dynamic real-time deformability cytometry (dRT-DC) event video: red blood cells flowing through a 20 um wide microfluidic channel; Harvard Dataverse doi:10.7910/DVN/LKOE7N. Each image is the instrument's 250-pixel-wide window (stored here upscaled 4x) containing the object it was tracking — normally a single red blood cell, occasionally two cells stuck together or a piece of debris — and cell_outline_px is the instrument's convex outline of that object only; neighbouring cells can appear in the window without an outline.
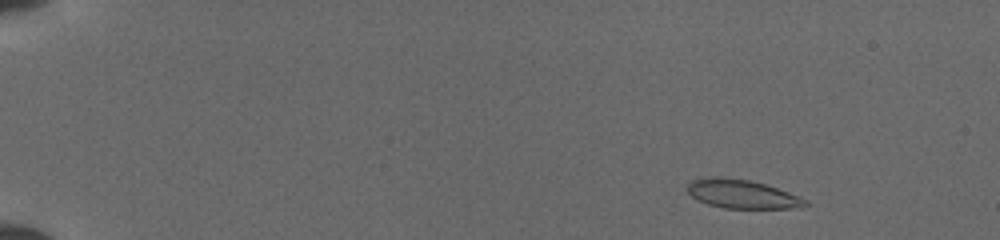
{"species": "common noctule bat (a hibernating species)", "species_latin": "Nyctalus noctula", "temperature_condition": "cold", "stored_images_in_passage": 50, "camera_frame_rate_fps": 3000, "um_per_image_px": 0.085, "animal": {"sex": "female", "body_mass_g": 19.5, "forearm_length_mm": 54.1}, "frame": {"image": 1, "passage_image": 5, "time_ms": 1.333, "image_size_px": [1000, 240], "cell_outline_px": [[812, 204], [788, 208], [724, 208], [708, 204], [692, 196], [688, 192], [688, 184], [692, 180], [712, 176], [716, 176], [748, 180], [764, 184], [800, 196], [808, 200]], "centroid_in_image_um": [63.09, 16.49], "position_along_channel_um": 21.9, "area_um2": 19.48}}
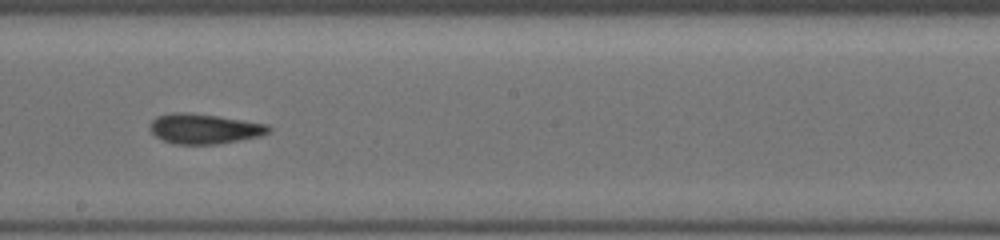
{"frame": {"image": 2, "passage_image": 29, "time_ms": 9.333, "image_size_px": [1000, 240], "cell_outline_px": [[272, 128], [268, 132], [260, 136], [216, 144], [172, 144], [156, 136], [148, 128], [148, 124], [156, 116], [172, 112], [188, 112], [216, 116], [268, 124]], "centroid_in_image_um": [17.31, 10.94], "position_along_channel_um": 230.9, "area_um2": 20.75}}
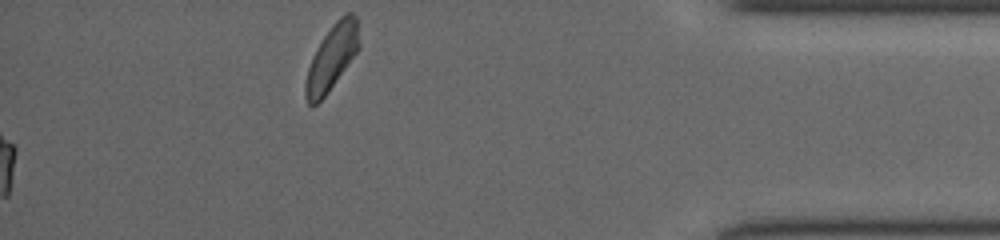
{"frame": {"image": 3, "passage_image": 50, "time_ms": 16.333, "image_size_px": [1000, 240], "cell_outline_px": [[360, 48], [328, 92], [316, 104], [308, 104], [304, 96], [304, 84], [308, 68], [312, 56], [316, 48], [332, 24], [340, 16], [348, 12], [352, 12], [356, 16], [360, 44]], "centroid_in_image_um": [28.2, 4.87], "position_along_channel_um": 407.0, "area_um2": 20.35}}